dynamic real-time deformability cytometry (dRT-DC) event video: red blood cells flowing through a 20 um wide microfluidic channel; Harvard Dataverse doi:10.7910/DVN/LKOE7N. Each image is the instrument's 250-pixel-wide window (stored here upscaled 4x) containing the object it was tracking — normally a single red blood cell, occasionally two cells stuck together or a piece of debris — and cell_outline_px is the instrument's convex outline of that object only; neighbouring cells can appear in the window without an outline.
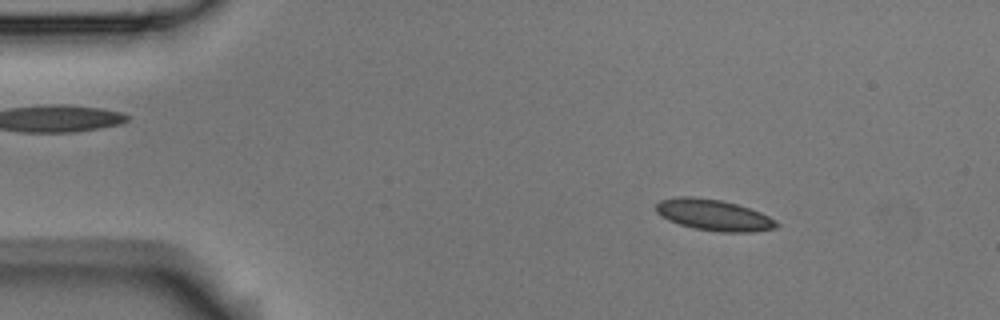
{"species": "Egyptian fruit bat (a non-hibernating species)", "species_latin": "Rousettus aegyptiacus", "temperature_condition": "room temperature", "stored_images_in_passage": 14, "camera_frame_rate_fps": 3000, "um_per_image_px": 0.085, "animal": {"sex": "male"}, "frame": {"image": 1, "passage_image": 7, "time_ms": 2.0, "image_size_px": [1000, 320], "cell_outline_px": [[780, 224], [776, 228], [748, 232], [720, 232], [692, 228], [668, 220], [660, 216], [656, 212], [656, 204], [660, 200], [676, 196], [692, 196], [720, 200], [736, 204], [760, 212], [776, 220]], "centroid_in_image_um": [60.63, 18.27], "position_along_channel_um": 24.4, "area_um2": 21.91}}